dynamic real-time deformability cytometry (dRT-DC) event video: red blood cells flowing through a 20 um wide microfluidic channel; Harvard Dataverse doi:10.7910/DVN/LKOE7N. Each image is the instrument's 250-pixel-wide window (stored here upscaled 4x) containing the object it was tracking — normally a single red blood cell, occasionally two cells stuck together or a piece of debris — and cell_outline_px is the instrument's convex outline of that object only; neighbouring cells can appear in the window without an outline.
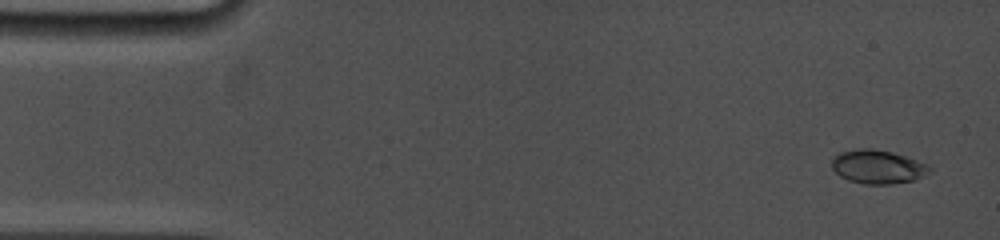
{"species": "common noctule bat (a hibernating species)", "species_latin": "Nyctalus noctula", "temperature_condition": "cold", "stored_images_in_passage": 15, "camera_frame_rate_fps": 5000, "um_per_image_px": 0.085, "animal": {"sex": "female", "body_mass_g": 19.0, "forearm_length_mm": 53.3}, "frame": {"image": 1, "passage_image": 2, "time_ms": 0.4, "image_size_px": [1000, 240], "cell_outline_px": [[932, 172], [924, 176], [912, 180], [892, 184], [864, 184], [848, 180], [840, 176], [832, 168], [832, 156], [840, 152], [860, 148], [868, 148], [892, 152], [916, 160], [932, 168]], "centroid_in_image_um": [74.58, 14.18], "position_along_channel_um": 10.4, "area_um2": 19.13}}
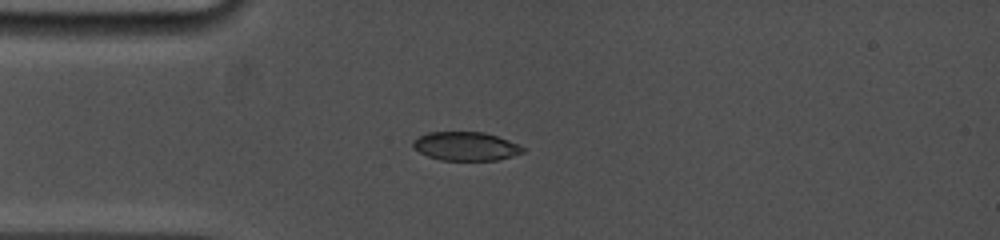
{"frame": {"image": 2, "passage_image": 12, "time_ms": 4.0, "image_size_px": [1000, 240], "cell_outline_px": [[524, 152], [512, 156], [496, 160], [440, 160], [428, 156], [412, 148], [412, 140], [428, 132], [484, 132], [508, 140], [524, 148]], "centroid_in_image_um": [39.55, 12.43], "position_along_channel_um": 45.5, "area_um2": 18.26}}
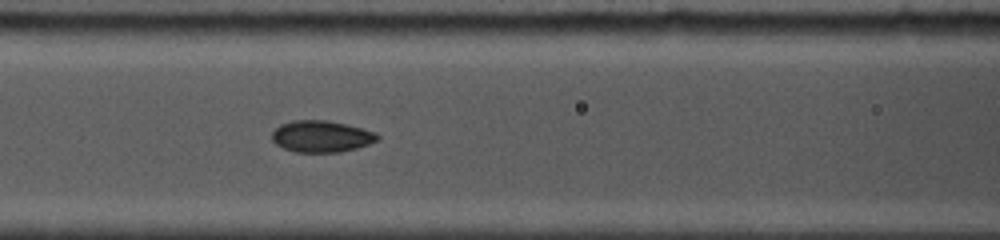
{"frame": {"image": 3, "passage_image": 15, "time_ms": 6.8, "image_size_px": [1000, 240], "cell_outline_px": [[380, 140], [356, 148], [340, 152], [296, 152], [284, 148], [276, 144], [272, 140], [272, 132], [280, 124], [292, 120], [328, 120], [376, 132], [380, 136]], "centroid_in_image_um": [27.32, 11.59], "position_along_channel_um": 139.3, "area_um2": 19.42}}